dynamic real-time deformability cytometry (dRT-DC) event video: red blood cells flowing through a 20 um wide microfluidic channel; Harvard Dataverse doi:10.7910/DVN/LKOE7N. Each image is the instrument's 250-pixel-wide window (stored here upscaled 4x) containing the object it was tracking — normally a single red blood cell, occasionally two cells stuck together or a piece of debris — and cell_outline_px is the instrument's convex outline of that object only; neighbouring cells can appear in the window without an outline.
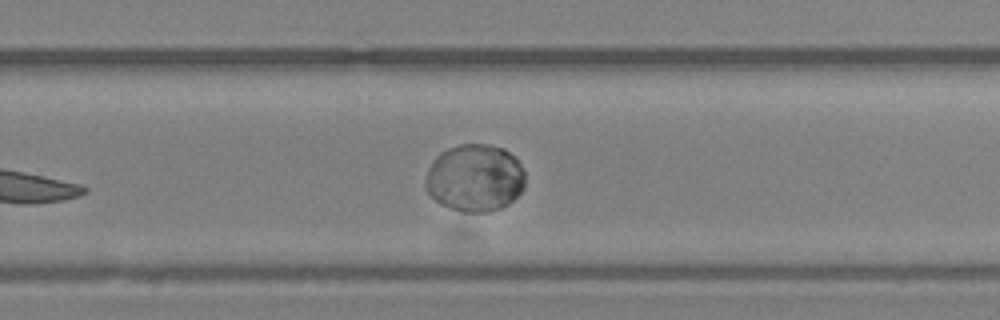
{"species": "Egyptian fruit bat (a non-hibernating species)", "species_latin": "Rousettus aegyptiacus", "temperature_condition": "room temperature", "stored_images_in_passage": 17, "camera_frame_rate_fps": 3000, "um_per_image_px": 0.085, "animal": {"sex": "female"}, "frame": {"image": 1, "passage_image": 17, "time_ms": 5.333, "image_size_px": [1000, 320], "cell_outline_px": [[524, 188], [508, 204], [500, 208], [488, 212], [460, 212], [440, 204], [428, 192], [424, 184], [424, 180], [428, 168], [432, 160], [440, 152], [448, 148], [460, 144], [488, 144], [504, 148], [520, 164], [524, 172]], "centroid_in_image_um": [40.33, 15.12], "position_along_channel_um": 289.5, "area_um2": 39.3}}